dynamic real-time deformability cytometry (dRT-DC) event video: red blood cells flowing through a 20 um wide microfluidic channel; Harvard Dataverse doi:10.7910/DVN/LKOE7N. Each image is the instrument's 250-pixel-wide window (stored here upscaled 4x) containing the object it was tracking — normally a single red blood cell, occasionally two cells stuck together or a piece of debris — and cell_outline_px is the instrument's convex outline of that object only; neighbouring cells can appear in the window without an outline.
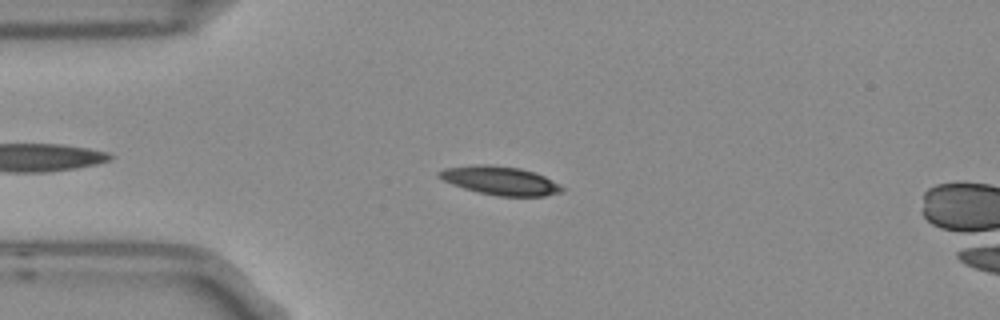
{"species": "Egyptian fruit bat (a non-hibernating species)", "species_latin": "Rousettus aegyptiacus", "temperature_condition": "room temperature", "stored_images_in_passage": 6, "camera_frame_rate_fps": 3000, "um_per_image_px": 0.085, "frame": {"image": 1, "passage_image": 1, "time_ms": 0.0, "image_size_px": [1000, 320], "cell_outline_px": [[564, 188], [560, 192], [544, 196], [496, 196], [464, 188], [444, 180], [440, 176], [440, 172], [444, 168], [476, 164], [488, 164], [520, 168], [544, 176], [560, 184]], "centroid_in_image_um": [42.55, 15.35], "position_along_channel_um": 42.4, "area_um2": 20.11}}
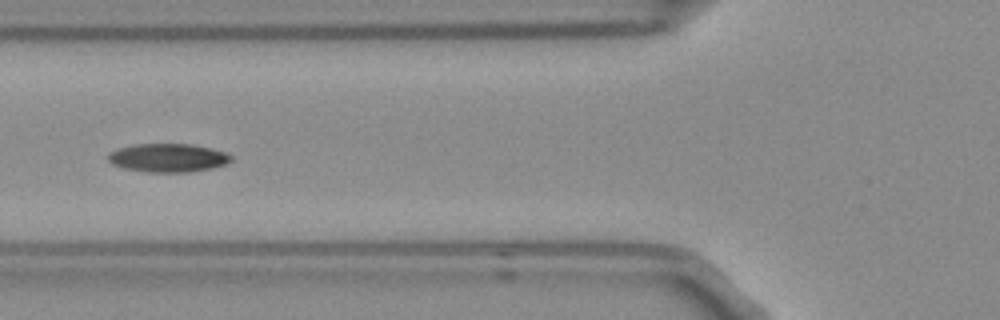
{"frame": {"image": 2, "passage_image": 3, "time_ms": 0.667, "image_size_px": [1000, 320], "cell_outline_px": [[232, 160], [224, 164], [212, 168], [188, 172], [148, 172], [124, 168], [112, 164], [108, 160], [108, 156], [116, 148], [132, 144], [192, 144], [212, 148], [224, 152], [232, 156]], "centroid_in_image_um": [14.27, 13.41], "position_along_channel_um": 111.5, "area_um2": 20.4}}
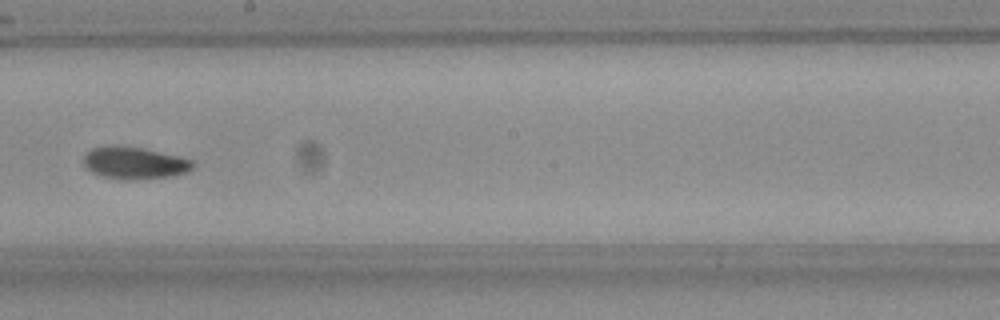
{"frame": {"image": 3, "passage_image": 6, "time_ms": 1.667, "image_size_px": [1000, 320], "cell_outline_px": [[192, 168], [188, 172], [172, 176], [136, 180], [120, 180], [100, 176], [92, 172], [84, 164], [84, 156], [92, 148], [108, 144], [112, 144], [144, 148], [180, 156], [192, 160]], "centroid_in_image_um": [11.41, 13.85], "position_along_channel_um": 236.8, "area_um2": 20.81}}